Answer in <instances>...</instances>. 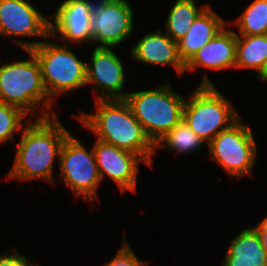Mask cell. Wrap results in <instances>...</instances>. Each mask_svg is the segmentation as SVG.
<instances>
[{"mask_svg":"<svg viewBox=\"0 0 267 266\" xmlns=\"http://www.w3.org/2000/svg\"><path fill=\"white\" fill-rule=\"evenodd\" d=\"M124 100L154 145L183 119L186 101L168 82L157 89L128 93Z\"/></svg>","mask_w":267,"mask_h":266,"instance_id":"5","label":"cell"},{"mask_svg":"<svg viewBox=\"0 0 267 266\" xmlns=\"http://www.w3.org/2000/svg\"><path fill=\"white\" fill-rule=\"evenodd\" d=\"M132 57L140 62L153 65H172L182 74L185 64L178 54L177 42L161 30L154 31L142 37L131 48Z\"/></svg>","mask_w":267,"mask_h":266,"instance_id":"15","label":"cell"},{"mask_svg":"<svg viewBox=\"0 0 267 266\" xmlns=\"http://www.w3.org/2000/svg\"><path fill=\"white\" fill-rule=\"evenodd\" d=\"M94 83L95 89L102 91L97 100L125 99L122 93L125 84L123 64L111 48L96 47L90 64H86V86ZM121 91V92H120Z\"/></svg>","mask_w":267,"mask_h":266,"instance_id":"11","label":"cell"},{"mask_svg":"<svg viewBox=\"0 0 267 266\" xmlns=\"http://www.w3.org/2000/svg\"><path fill=\"white\" fill-rule=\"evenodd\" d=\"M256 230L260 241L262 248L266 251L267 253V217L264 218L257 226L254 227Z\"/></svg>","mask_w":267,"mask_h":266,"instance_id":"25","label":"cell"},{"mask_svg":"<svg viewBox=\"0 0 267 266\" xmlns=\"http://www.w3.org/2000/svg\"><path fill=\"white\" fill-rule=\"evenodd\" d=\"M92 0H65L57 8L50 21V38L59 33L63 40L75 43H93V34L90 25L91 9L96 1Z\"/></svg>","mask_w":267,"mask_h":266,"instance_id":"13","label":"cell"},{"mask_svg":"<svg viewBox=\"0 0 267 266\" xmlns=\"http://www.w3.org/2000/svg\"><path fill=\"white\" fill-rule=\"evenodd\" d=\"M230 100L204 76L197 90L185 101L183 120L207 144L221 131L241 119Z\"/></svg>","mask_w":267,"mask_h":266,"instance_id":"6","label":"cell"},{"mask_svg":"<svg viewBox=\"0 0 267 266\" xmlns=\"http://www.w3.org/2000/svg\"><path fill=\"white\" fill-rule=\"evenodd\" d=\"M235 68H252L262 77L267 70V34H237Z\"/></svg>","mask_w":267,"mask_h":266,"instance_id":"18","label":"cell"},{"mask_svg":"<svg viewBox=\"0 0 267 266\" xmlns=\"http://www.w3.org/2000/svg\"><path fill=\"white\" fill-rule=\"evenodd\" d=\"M147 262L138 259L128 242H123L114 258L104 266H146Z\"/></svg>","mask_w":267,"mask_h":266,"instance_id":"23","label":"cell"},{"mask_svg":"<svg viewBox=\"0 0 267 266\" xmlns=\"http://www.w3.org/2000/svg\"><path fill=\"white\" fill-rule=\"evenodd\" d=\"M133 10L126 0H100L91 9L90 25L96 47L121 44L133 32Z\"/></svg>","mask_w":267,"mask_h":266,"instance_id":"9","label":"cell"},{"mask_svg":"<svg viewBox=\"0 0 267 266\" xmlns=\"http://www.w3.org/2000/svg\"><path fill=\"white\" fill-rule=\"evenodd\" d=\"M22 49L32 50L41 69L44 87L50 98L75 91L86 85V62L79 60L70 47L48 41H17Z\"/></svg>","mask_w":267,"mask_h":266,"instance_id":"3","label":"cell"},{"mask_svg":"<svg viewBox=\"0 0 267 266\" xmlns=\"http://www.w3.org/2000/svg\"><path fill=\"white\" fill-rule=\"evenodd\" d=\"M100 177H110L121 191L136 193L139 162L145 161L137 154L119 149L112 144L97 139L92 147Z\"/></svg>","mask_w":267,"mask_h":266,"instance_id":"10","label":"cell"},{"mask_svg":"<svg viewBox=\"0 0 267 266\" xmlns=\"http://www.w3.org/2000/svg\"><path fill=\"white\" fill-rule=\"evenodd\" d=\"M49 25L27 0H0L1 35L50 37Z\"/></svg>","mask_w":267,"mask_h":266,"instance_id":"12","label":"cell"},{"mask_svg":"<svg viewBox=\"0 0 267 266\" xmlns=\"http://www.w3.org/2000/svg\"><path fill=\"white\" fill-rule=\"evenodd\" d=\"M229 246L222 266H266L267 253L254 228L241 230Z\"/></svg>","mask_w":267,"mask_h":266,"instance_id":"17","label":"cell"},{"mask_svg":"<svg viewBox=\"0 0 267 266\" xmlns=\"http://www.w3.org/2000/svg\"><path fill=\"white\" fill-rule=\"evenodd\" d=\"M96 112L82 113L78 119L98 139L139 155L151 167L155 145L147 137L124 99H96Z\"/></svg>","mask_w":267,"mask_h":266,"instance_id":"2","label":"cell"},{"mask_svg":"<svg viewBox=\"0 0 267 266\" xmlns=\"http://www.w3.org/2000/svg\"><path fill=\"white\" fill-rule=\"evenodd\" d=\"M208 6L207 4L199 8L196 6V0H176L166 20V34L174 41H179Z\"/></svg>","mask_w":267,"mask_h":266,"instance_id":"19","label":"cell"},{"mask_svg":"<svg viewBox=\"0 0 267 266\" xmlns=\"http://www.w3.org/2000/svg\"><path fill=\"white\" fill-rule=\"evenodd\" d=\"M26 122L13 167L6 178L22 181L39 178L53 183V161L56 156L59 158L63 143L71 133L53 112L52 116L36 118L34 123Z\"/></svg>","mask_w":267,"mask_h":266,"instance_id":"1","label":"cell"},{"mask_svg":"<svg viewBox=\"0 0 267 266\" xmlns=\"http://www.w3.org/2000/svg\"><path fill=\"white\" fill-rule=\"evenodd\" d=\"M206 143L202 140L182 119L167 134H165L156 144L159 146H167L178 154L189 153L198 150Z\"/></svg>","mask_w":267,"mask_h":266,"instance_id":"20","label":"cell"},{"mask_svg":"<svg viewBox=\"0 0 267 266\" xmlns=\"http://www.w3.org/2000/svg\"><path fill=\"white\" fill-rule=\"evenodd\" d=\"M235 23L240 35L267 34V0H254Z\"/></svg>","mask_w":267,"mask_h":266,"instance_id":"21","label":"cell"},{"mask_svg":"<svg viewBox=\"0 0 267 266\" xmlns=\"http://www.w3.org/2000/svg\"><path fill=\"white\" fill-rule=\"evenodd\" d=\"M26 116L20 108L0 101V144L13 139V135L22 129Z\"/></svg>","mask_w":267,"mask_h":266,"instance_id":"22","label":"cell"},{"mask_svg":"<svg viewBox=\"0 0 267 266\" xmlns=\"http://www.w3.org/2000/svg\"><path fill=\"white\" fill-rule=\"evenodd\" d=\"M225 27L210 5L194 20L187 34L177 41L178 54L186 64L193 55Z\"/></svg>","mask_w":267,"mask_h":266,"instance_id":"16","label":"cell"},{"mask_svg":"<svg viewBox=\"0 0 267 266\" xmlns=\"http://www.w3.org/2000/svg\"><path fill=\"white\" fill-rule=\"evenodd\" d=\"M60 177L76 196L87 201L98 198L97 187L101 182L99 170L94 157L71 134L65 139L60 156Z\"/></svg>","mask_w":267,"mask_h":266,"instance_id":"8","label":"cell"},{"mask_svg":"<svg viewBox=\"0 0 267 266\" xmlns=\"http://www.w3.org/2000/svg\"><path fill=\"white\" fill-rule=\"evenodd\" d=\"M30 58L23 61L4 63L0 67V101L20 108L27 115L34 114L37 105L47 108L42 112L50 116L52 99L49 97L42 80L39 62L32 50H26ZM44 104V105H43Z\"/></svg>","mask_w":267,"mask_h":266,"instance_id":"4","label":"cell"},{"mask_svg":"<svg viewBox=\"0 0 267 266\" xmlns=\"http://www.w3.org/2000/svg\"><path fill=\"white\" fill-rule=\"evenodd\" d=\"M253 137L251 129L238 119L208 143L210 156L232 178L251 175L257 153Z\"/></svg>","mask_w":267,"mask_h":266,"instance_id":"7","label":"cell"},{"mask_svg":"<svg viewBox=\"0 0 267 266\" xmlns=\"http://www.w3.org/2000/svg\"><path fill=\"white\" fill-rule=\"evenodd\" d=\"M236 45L237 33L224 27L185 64V71H193L198 66L215 71L235 68Z\"/></svg>","mask_w":267,"mask_h":266,"instance_id":"14","label":"cell"},{"mask_svg":"<svg viewBox=\"0 0 267 266\" xmlns=\"http://www.w3.org/2000/svg\"><path fill=\"white\" fill-rule=\"evenodd\" d=\"M12 253L0 255V266H39L30 262L26 256L20 254L16 249H13Z\"/></svg>","mask_w":267,"mask_h":266,"instance_id":"24","label":"cell"},{"mask_svg":"<svg viewBox=\"0 0 267 266\" xmlns=\"http://www.w3.org/2000/svg\"><path fill=\"white\" fill-rule=\"evenodd\" d=\"M260 80L267 81V70H266V72L262 75V77L260 78Z\"/></svg>","mask_w":267,"mask_h":266,"instance_id":"26","label":"cell"}]
</instances>
